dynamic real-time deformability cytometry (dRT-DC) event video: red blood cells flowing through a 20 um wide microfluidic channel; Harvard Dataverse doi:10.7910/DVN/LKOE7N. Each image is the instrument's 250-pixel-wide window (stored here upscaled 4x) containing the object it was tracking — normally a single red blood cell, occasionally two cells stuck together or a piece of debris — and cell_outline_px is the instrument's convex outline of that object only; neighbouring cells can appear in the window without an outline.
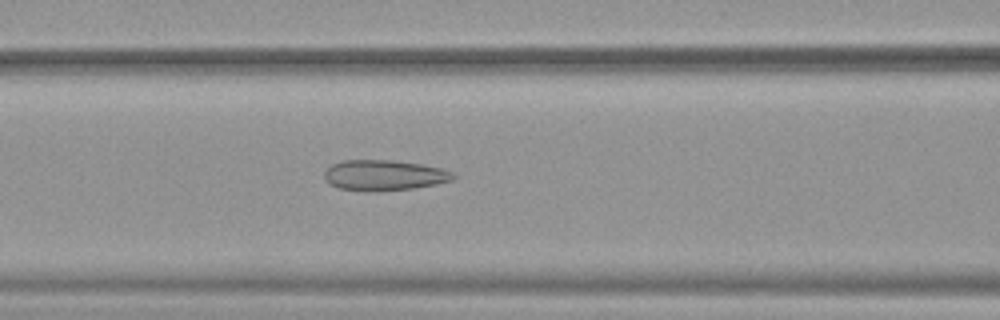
{"species": "common noctule bat (a hibernating species)", "species_latin": "Nyctalus noctula", "temperature_condition": "warm", "stored_images_in_passage": 52, "camera_frame_rate_fps": 3000, "um_per_image_px": 0.085, "animal": {"sex": "female", "body_mass_g": 19.9}, "frame": {"image": 1, "passage_image": 22, "time_ms": 7.0, "image_size_px": [1000, 320], "cell_outline_px": [[456, 176], [452, 180], [436, 184], [412, 188], [376, 192], [364, 192], [340, 188], [328, 184], [324, 176], [324, 172], [332, 164], [344, 160], [388, 160], [420, 164], [440, 168], [452, 172]], "centroid_in_image_um": [32.61, 14.91], "position_along_channel_um": 134.0, "area_um2": 22.95}}
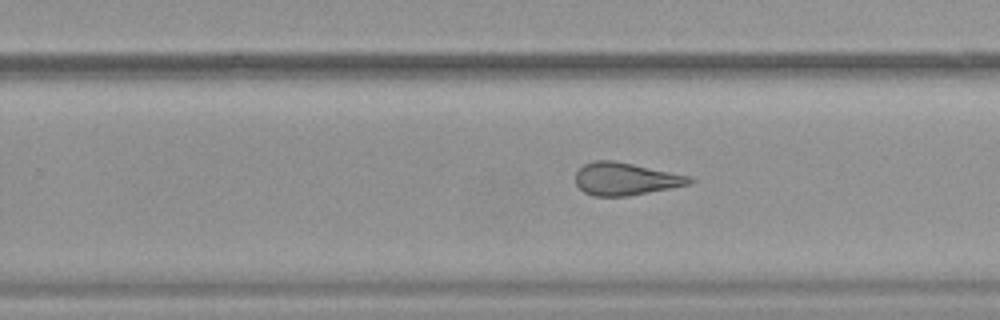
{"frame": {"image": 2, "passage_image": 33, "time_ms": 10.667, "image_size_px": [1000, 320], "cell_outline_px": [[696, 180], [688, 184], [628, 196], [592, 196], [584, 192], [576, 184], [576, 172], [584, 164], [592, 160], [612, 160], [692, 176]], "centroid_in_image_um": [53.15, 15.2], "position_along_channel_um": 276.7, "area_um2": 21.5}}
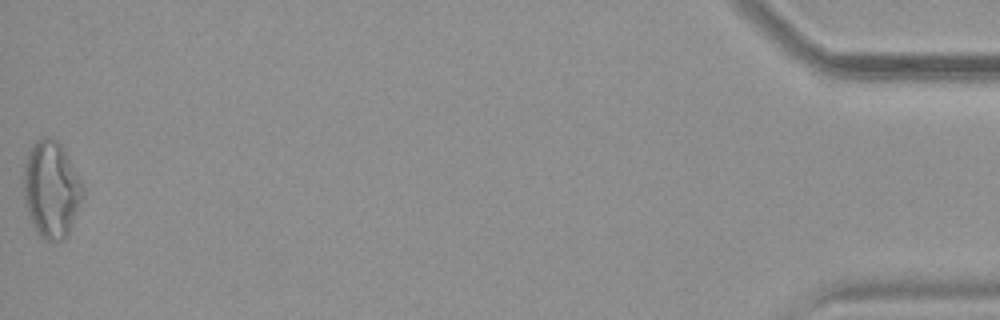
{"frame": {"image": 3, "passage_image": 52, "time_ms": 17.0, "image_size_px": [1000, 320], "cell_outline_px": [[84, 196], [68, 236], [60, 240], [44, 240], [40, 236], [32, 224], [28, 216], [24, 204], [24, 164], [28, 152], [36, 140], [40, 136], [48, 136], [56, 140], [64, 148], [84, 188]], "centroid_in_image_um": [4.36, 16.09], "position_along_channel_um": 430.8, "area_um2": 33.64}, "authors_computed_cell_mechanics": {"area_um2": 26.01, "velocity_mm_per_s": 3.911, "shape_relaxation_time_tau1_ms": null, "shape_relaxation_time_tau2_ms": 1.6509, "deformation_change_tau1": null, "deformation_change_tau2": 0.125}}